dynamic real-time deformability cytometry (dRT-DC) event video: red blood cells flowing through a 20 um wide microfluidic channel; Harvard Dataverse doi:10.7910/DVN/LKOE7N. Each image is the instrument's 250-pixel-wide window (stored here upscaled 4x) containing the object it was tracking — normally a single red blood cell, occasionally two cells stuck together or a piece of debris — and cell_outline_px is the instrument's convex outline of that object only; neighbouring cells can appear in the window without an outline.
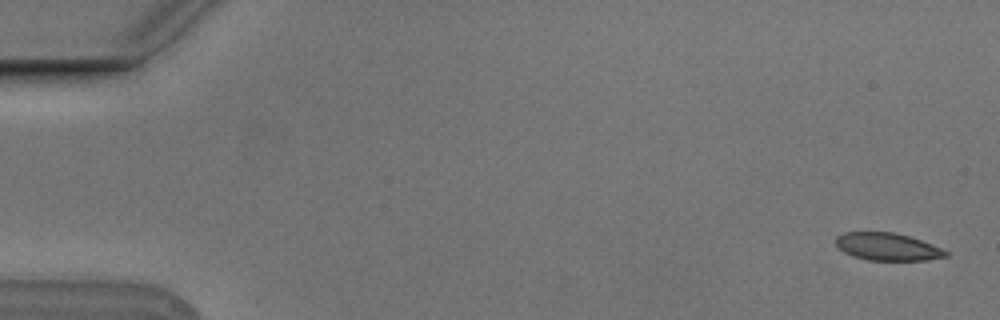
{"species": "Egyptian fruit bat (a non-hibernating species)", "species_latin": "Rousettus aegyptiacus", "temperature_condition": "cold", "stored_images_in_passage": 5, "camera_frame_rate_fps": 3000, "um_per_image_px": 0.085, "animal": {"sex": "male"}, "frame": {"image": 1, "passage_image": 1, "time_ms": 0.0, "image_size_px": [1000, 320], "cell_outline_px": [[948, 256], [928, 260], [868, 260], [852, 256], [844, 252], [836, 244], [836, 236], [844, 232], [896, 232], [920, 240], [940, 248], [948, 252]], "centroid_in_image_um": [75.41, 20.97], "position_along_channel_um": 9.6, "area_um2": 17.51}}
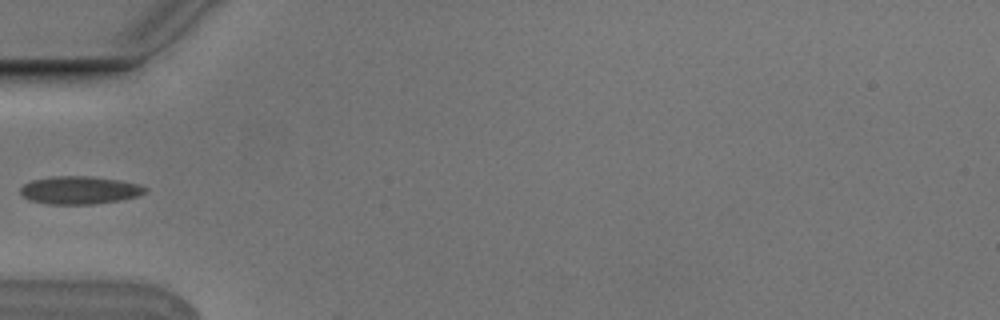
{"frame": {"image": 2, "passage_image": 5, "time_ms": 1.333, "image_size_px": [1000, 320], "cell_outline_px": [[148, 192], [140, 196], [120, 200], [92, 204], [48, 204], [28, 200], [20, 196], [20, 188], [24, 184], [32, 180], [52, 176], [88, 176], [116, 180], [136, 184], [148, 188]], "centroid_in_image_um": [6.73, 16.17], "position_along_channel_um": 78.3, "area_um2": 20.35}}